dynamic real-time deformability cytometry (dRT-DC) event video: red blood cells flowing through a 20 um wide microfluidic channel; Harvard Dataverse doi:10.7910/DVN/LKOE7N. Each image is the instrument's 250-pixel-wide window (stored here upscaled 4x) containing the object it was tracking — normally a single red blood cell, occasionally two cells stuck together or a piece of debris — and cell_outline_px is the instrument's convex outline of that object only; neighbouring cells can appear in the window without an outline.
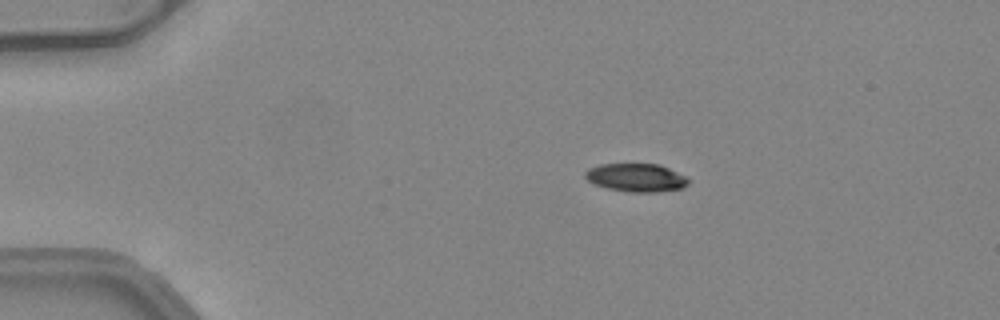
{"species": "common noctule bat (a hibernating species)", "species_latin": "Nyctalus noctula", "temperature_condition": "warm", "stored_images_in_passage": 51, "camera_frame_rate_fps": 3000, "um_per_image_px": 0.085, "animal": {"sex": "female", "body_mass_g": 24.6, "forearm_length_mm": 56.2}, "frame": {"image": 1, "passage_image": 10, "time_ms": 3.0, "image_size_px": [1000, 320], "cell_outline_px": [[688, 184], [684, 188], [656, 192], [628, 192], [608, 188], [596, 184], [588, 180], [584, 176], [584, 172], [588, 168], [600, 164], [660, 164], [684, 176], [688, 180]], "centroid_in_image_um": [54.06, 15.09], "position_along_channel_um": 30.9, "area_um2": 16.88}}
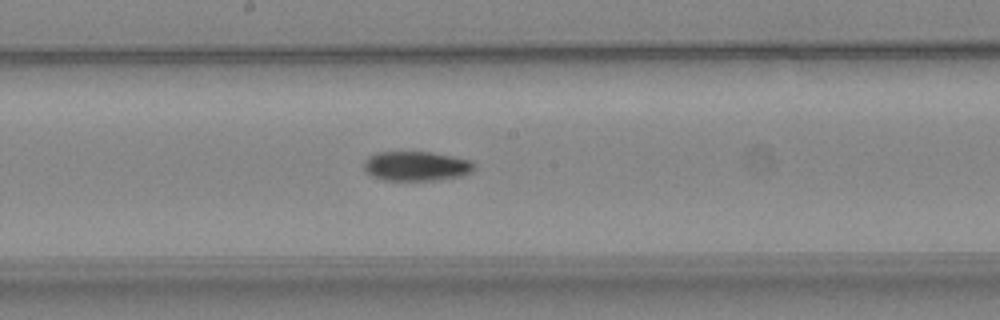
{"frame": {"image": 2, "passage_image": 28, "time_ms": 9.0, "image_size_px": [1000, 320], "cell_outline_px": [[476, 168], [472, 172], [464, 176], [436, 180], [380, 180], [364, 172], [364, 160], [368, 156], [376, 152], [432, 152], [472, 160], [476, 164]], "centroid_in_image_um": [35.4, 14.12], "position_along_channel_um": 212.8, "area_um2": 19.42}}
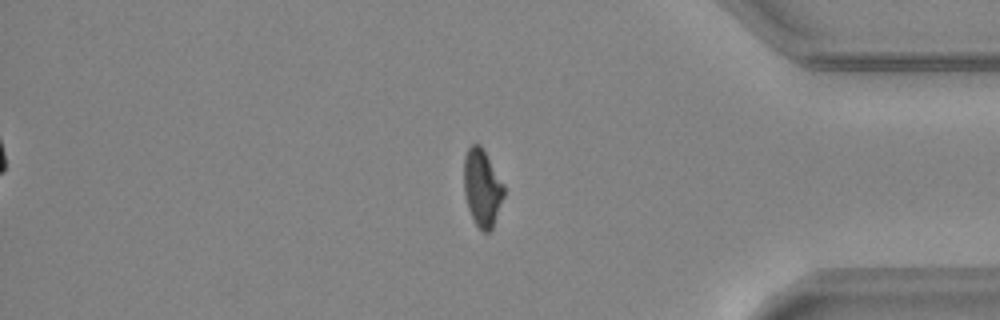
{"frame": {"image": 3, "passage_image": 43, "time_ms": 14.0, "image_size_px": [1000, 320], "cell_outline_px": [[504, 196], [492, 228], [488, 232], [480, 232], [468, 208], [464, 192], [464, 156], [468, 148], [472, 144], [480, 144], [504, 184]], "centroid_in_image_um": [40.98, 15.97], "position_along_channel_um": 394.2, "area_um2": 17.92}, "authors_computed_cell_mechanics": {"area_um2": 18.4382, "velocity_mm_per_s": 4.1149, "shape_relaxation_time_tau1_ms": 9.1305, "shape_relaxation_time_tau2_ms": 8.5843, "deformation_change_tau1": 0.2721, "deformation_change_tau2": 0.1701}}